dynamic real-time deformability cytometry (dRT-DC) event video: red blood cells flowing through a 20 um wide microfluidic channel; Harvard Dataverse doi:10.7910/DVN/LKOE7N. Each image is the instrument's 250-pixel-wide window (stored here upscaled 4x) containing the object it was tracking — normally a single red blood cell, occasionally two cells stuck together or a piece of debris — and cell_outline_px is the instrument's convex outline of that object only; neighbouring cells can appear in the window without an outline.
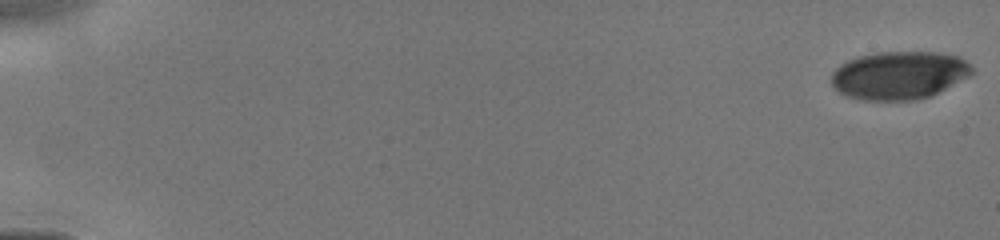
{"species": "human", "species_latin": "Homo sapiens", "temperature_condition": "cold", "stored_images_in_passage": 47, "camera_frame_rate_fps": 3000, "um_per_image_px": 0.085, "donor": {"sex": "male"}, "frame": {"image": 1, "passage_image": 1, "time_ms": 0.0, "image_size_px": [1000, 240], "cell_outline_px": [[972, 76], [932, 96], [916, 100], [860, 100], [844, 96], [832, 88], [832, 72], [840, 64], [848, 60], [860, 56], [880, 52], [932, 52], [956, 56], [972, 64]], "centroid_in_image_um": [76.43, 6.42], "position_along_channel_um": 8.6, "area_um2": 39.77}}
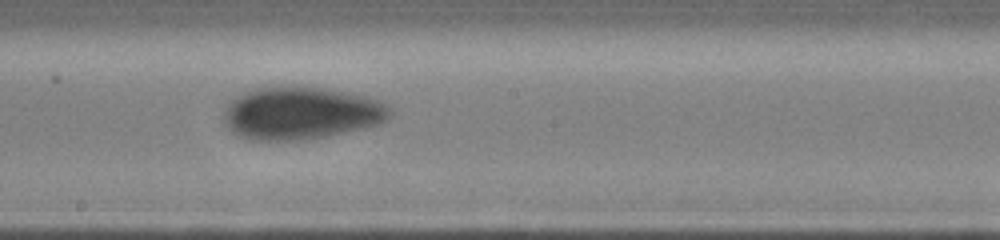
{"frame": {"image": 2, "passage_image": 28, "time_ms": 9.0, "image_size_px": [1000, 240], "cell_outline_px": [[392, 116], [388, 120], [380, 124], [364, 128], [324, 136], [296, 140], [256, 140], [240, 136], [228, 128], [224, 120], [224, 112], [228, 104], [236, 96], [244, 92], [256, 88], [280, 84], [300, 84], [348, 92], [368, 96], [388, 104], [392, 108]], "centroid_in_image_um": [25.63, 9.57], "position_along_channel_um": 222.6, "area_um2": 51.73}}
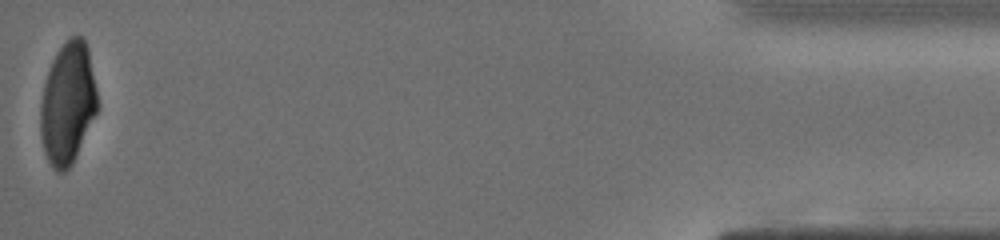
{"frame": {"image": 3, "passage_image": 47, "time_ms": 15.333, "image_size_px": [1000, 240], "cell_outline_px": [[96, 112], [72, 164], [64, 172], [56, 172], [52, 168], [44, 152], [40, 136], [40, 104], [44, 84], [52, 60], [56, 52], [72, 36], [80, 36], [84, 40], [88, 48], [96, 88]], "centroid_in_image_um": [5.72, 8.81], "position_along_channel_um": 429.5, "area_um2": 39.94}}